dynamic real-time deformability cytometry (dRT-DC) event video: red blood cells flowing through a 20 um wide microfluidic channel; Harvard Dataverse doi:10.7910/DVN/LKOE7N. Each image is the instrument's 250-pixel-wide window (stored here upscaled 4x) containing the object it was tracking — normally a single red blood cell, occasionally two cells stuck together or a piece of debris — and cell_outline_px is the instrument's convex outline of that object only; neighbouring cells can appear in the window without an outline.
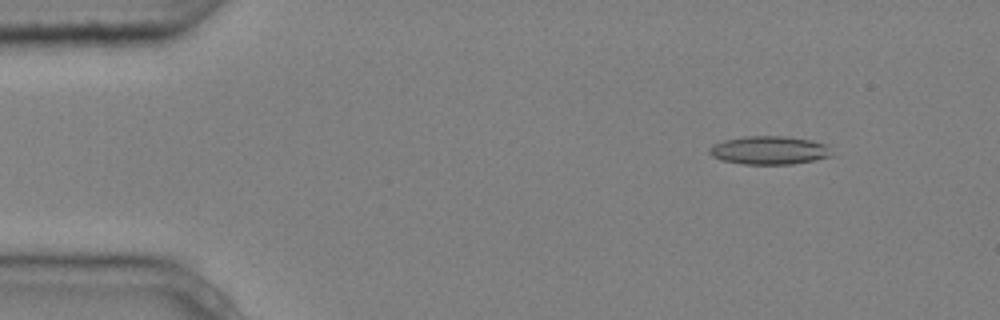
{"species": "common noctule bat (a hibernating species)", "species_latin": "Nyctalus noctula", "temperature_condition": "cold", "stored_images_in_passage": 8, "camera_frame_rate_fps": 3000, "um_per_image_px": 0.085, "animal": {"sex": "male", "body_mass_g": 20.4}, "frame": {"image": 1, "passage_image": 2, "time_ms": 0.333, "image_size_px": [1000, 320], "cell_outline_px": [[832, 156], [816, 160], [792, 164], [740, 164], [720, 160], [712, 156], [708, 152], [708, 148], [712, 144], [724, 140], [744, 136], [784, 136], [812, 140], [824, 144]], "centroid_in_image_um": [65.31, 12.78], "position_along_channel_um": 19.7, "area_um2": 20.29}}
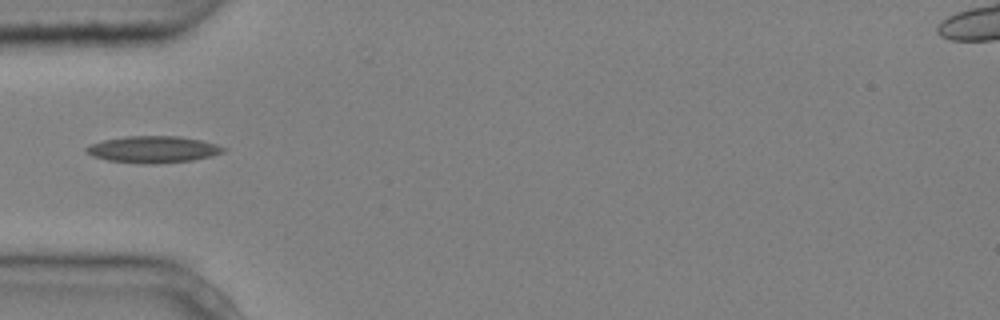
{"frame": {"image": 2, "passage_image": 5, "time_ms": 1.333, "image_size_px": [1000, 320], "cell_outline_px": [[228, 148], [224, 152], [212, 156], [192, 160], [156, 164], [144, 164], [108, 160], [92, 156], [84, 152], [84, 148], [92, 144], [104, 140], [124, 136], [180, 136], [200, 140], [216, 144]], "centroid_in_image_um": [13.02, 12.7], "position_along_channel_um": 72.0, "area_um2": 21.44}}
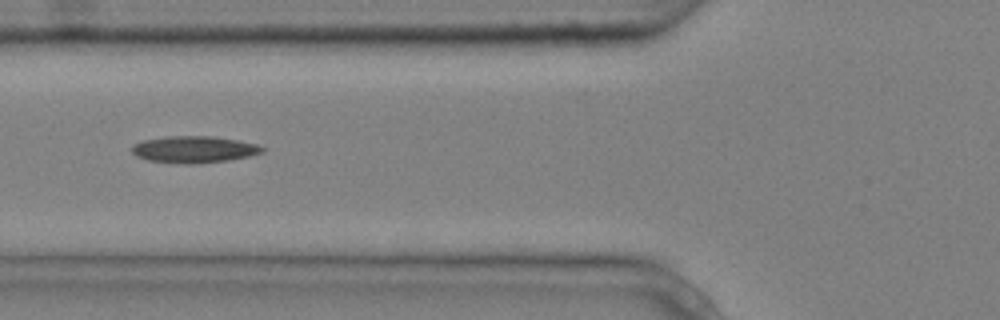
{"frame": {"image": 3, "passage_image": 6, "time_ms": 1.667, "image_size_px": [1000, 320], "cell_outline_px": [[264, 152], [248, 156], [228, 160], [196, 164], [184, 164], [148, 160], [136, 156], [132, 152], [132, 144], [144, 140], [168, 136], [212, 136], [236, 140], [256, 144], [264, 148]], "centroid_in_image_um": [16.47, 12.7], "position_along_channel_um": 109.3, "area_um2": 20.23}}